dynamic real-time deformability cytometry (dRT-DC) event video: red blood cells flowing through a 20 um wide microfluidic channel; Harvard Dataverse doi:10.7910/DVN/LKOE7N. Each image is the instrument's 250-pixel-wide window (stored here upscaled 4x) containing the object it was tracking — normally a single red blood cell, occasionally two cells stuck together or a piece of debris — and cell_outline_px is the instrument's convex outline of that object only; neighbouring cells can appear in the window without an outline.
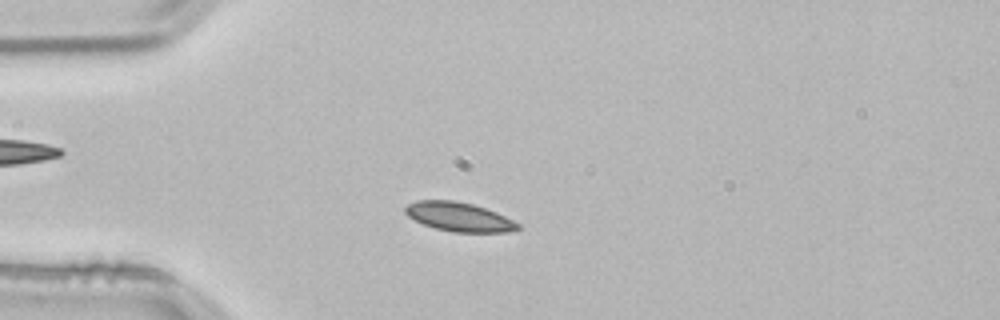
{"species": "common noctule bat (a hibernating species)", "species_latin": "Nyctalus noctula", "temperature_condition": "room temperature", "stored_images_in_passage": 50, "camera_frame_rate_fps": 3000, "um_per_image_px": 0.085, "animal": {"sex": "male", "body_mass_g": 21.5, "forearm_length_mm": 52.0}, "frame": {"image": 1, "passage_image": 10, "time_ms": 3.0, "image_size_px": [1000, 320], "cell_outline_px": [[520, 228], [508, 232], [452, 232], [436, 228], [424, 224], [408, 216], [404, 212], [404, 208], [408, 204], [416, 200], [452, 200], [472, 204], [496, 212], [520, 224]], "centroid_in_image_um": [39.0, 18.43], "position_along_channel_um": 46.0, "area_um2": 18.9}}
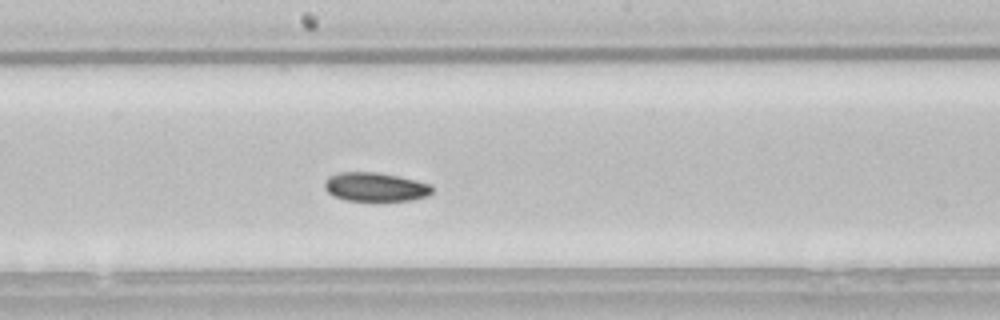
{"frame": {"image": 2, "passage_image": 25, "time_ms": 8.0, "image_size_px": [1000, 320], "cell_outline_px": [[432, 192], [428, 196], [412, 200], [348, 200], [336, 196], [328, 192], [324, 188], [324, 180], [328, 176], [340, 172], [376, 172], [416, 180], [432, 184]], "centroid_in_image_um": [31.91, 15.88], "position_along_channel_um": 216.3, "area_um2": 17.98}}
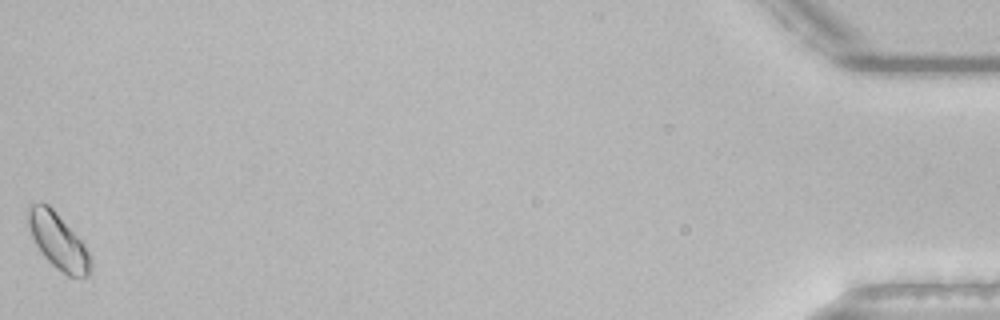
{"frame": {"image": 3, "passage_image": 50, "time_ms": 16.333, "image_size_px": [1000, 320], "cell_outline_px": [[92, 272], [88, 276], [68, 276], [56, 268], [44, 256], [36, 244], [28, 228], [28, 208], [32, 204], [40, 200], [48, 204], [52, 208], [84, 244], [92, 256]], "centroid_in_image_um": [4.96, 20.51], "position_along_channel_um": 430.2, "area_um2": 20.23}}